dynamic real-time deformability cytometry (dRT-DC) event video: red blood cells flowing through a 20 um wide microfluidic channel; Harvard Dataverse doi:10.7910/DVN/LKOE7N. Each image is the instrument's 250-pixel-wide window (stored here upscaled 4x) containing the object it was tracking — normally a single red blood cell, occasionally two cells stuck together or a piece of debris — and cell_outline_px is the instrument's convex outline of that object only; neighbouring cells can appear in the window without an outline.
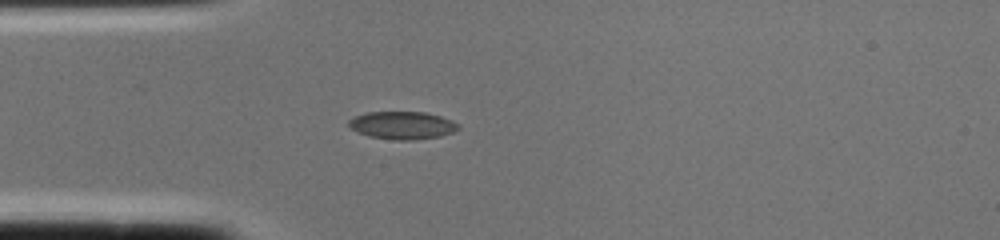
{"species": "common noctule bat (a hibernating species)", "species_latin": "Nyctalus noctula", "temperature_condition": "cold", "stored_images_in_passage": 2, "camera_frame_rate_fps": 3000, "um_per_image_px": 0.085, "animal": {"sex": "female", "body_mass_g": 22.0, "forearm_length_mm": 56.7}, "frame": {"image": 1, "passage_image": 2, "time_ms": 0.333, "image_size_px": [1000, 240], "cell_outline_px": [[460, 128], [452, 132], [440, 136], [412, 140], [396, 140], [368, 136], [352, 128], [348, 124], [348, 120], [356, 116], [368, 112], [424, 112], [440, 116], [452, 120], [460, 124]], "centroid_in_image_um": [34.23, 10.65], "position_along_channel_um": 50.8, "area_um2": 17.57}}